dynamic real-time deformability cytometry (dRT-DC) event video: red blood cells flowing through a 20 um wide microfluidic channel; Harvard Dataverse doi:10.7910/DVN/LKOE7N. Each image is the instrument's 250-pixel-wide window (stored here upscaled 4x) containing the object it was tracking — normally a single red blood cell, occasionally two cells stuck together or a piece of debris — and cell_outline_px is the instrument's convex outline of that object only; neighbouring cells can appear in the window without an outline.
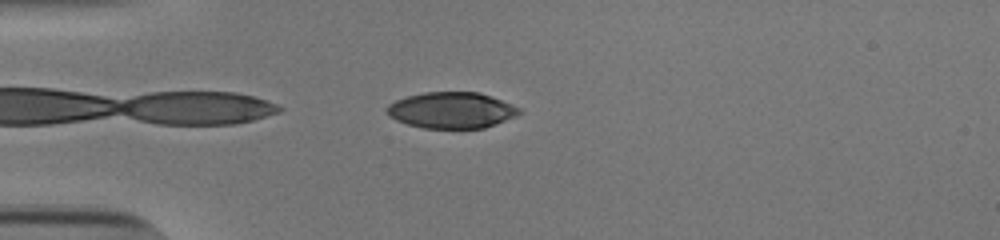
{"species": "human", "species_latin": "Homo sapiens", "temperature_condition": "cold", "stored_images_in_passage": 40, "camera_frame_rate_fps": 3000, "um_per_image_px": 0.085, "donor": {"sex": "male"}, "frame": {"image": 1, "passage_image": 2, "time_ms": 0.333, "image_size_px": [1000, 240], "cell_outline_px": [[520, 112], [516, 116], [496, 124], [484, 128], [424, 128], [408, 124], [396, 120], [388, 116], [384, 112], [384, 108], [388, 104], [396, 100], [408, 96], [424, 92], [480, 92], [520, 108]], "centroid_in_image_um": [38.33, 9.37], "position_along_channel_um": 46.7, "area_um2": 27.86}}
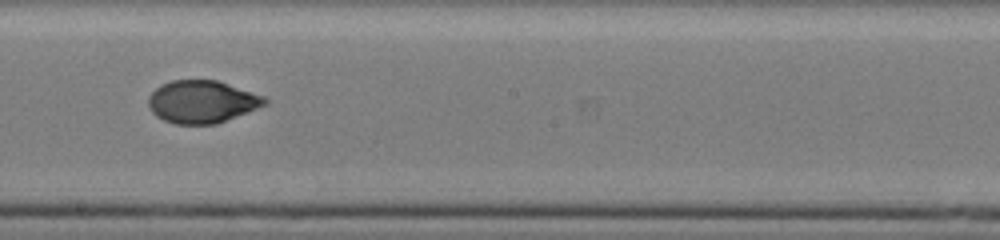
{"frame": {"image": 2, "passage_image": 18, "time_ms": 5.667, "image_size_px": [1000, 240], "cell_outline_px": [[268, 104], [216, 124], [176, 124], [164, 120], [156, 116], [148, 108], [148, 96], [160, 84], [172, 80], [216, 80], [264, 96], [268, 100]], "centroid_in_image_um": [17.14, 8.65], "position_along_channel_um": 231.1, "area_um2": 28.84}}
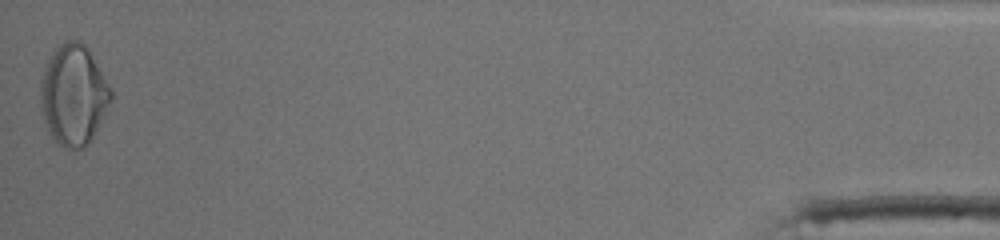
{"frame": {"image": 3, "passage_image": 40, "time_ms": 13.0, "image_size_px": [1000, 240], "cell_outline_px": [[112, 96], [104, 116], [88, 144], [84, 148], [64, 148], [52, 136], [44, 120], [40, 104], [40, 80], [44, 68], [56, 48], [64, 40], [76, 40], [84, 44], [112, 88]], "centroid_in_image_um": [6.24, 8.07], "position_along_channel_um": 429.0, "area_um2": 40.75}, "authors_computed_cell_mechanics": {"area_um2": 29.5358, "velocity_mm_per_s": 3.8817, "shape_relaxation_time_tau1_ms": 8.1711, "shape_relaxation_time_tau2_ms": 1.1386, "deformation_change_tau1": 0.2617, "deformation_change_tau2": 0.0453}}